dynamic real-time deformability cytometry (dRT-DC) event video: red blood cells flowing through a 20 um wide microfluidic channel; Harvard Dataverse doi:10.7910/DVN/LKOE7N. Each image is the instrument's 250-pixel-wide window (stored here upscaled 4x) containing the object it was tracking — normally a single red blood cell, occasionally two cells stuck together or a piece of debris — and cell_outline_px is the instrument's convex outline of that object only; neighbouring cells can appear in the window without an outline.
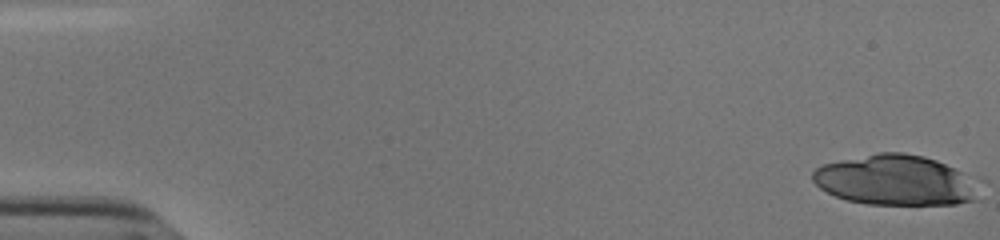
{"species": "human", "species_latin": "Homo sapiens", "temperature_condition": "cold", "stored_images_in_passage": 21, "camera_frame_rate_fps": 3000, "um_per_image_px": 0.085, "donor": {"sex": "male"}, "frame": {"image": 1, "passage_image": 1, "time_ms": 0.0, "image_size_px": [1000, 240], "cell_outline_px": [[980, 200], [956, 204], [868, 204], [848, 200], [836, 196], [820, 188], [812, 180], [812, 172], [816, 168], [824, 164], [840, 160], [880, 152], [904, 152], [924, 156], [936, 160], [960, 172]], "centroid_in_image_um": [75.99, 15.32], "position_along_channel_um": 9.0, "area_um2": 47.63}}
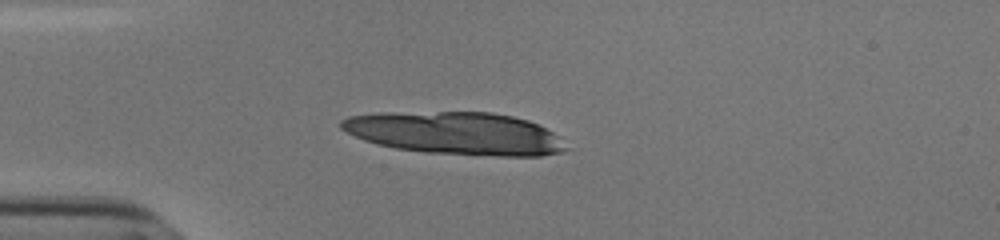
{"frame": {"image": 2, "passage_image": 15, "time_ms": 4.667, "image_size_px": [1000, 240], "cell_outline_px": [[568, 148], [564, 152], [540, 156], [496, 156], [424, 152], [396, 148], [376, 144], [364, 140], [340, 128], [340, 120], [348, 116], [380, 112], [492, 112], [512, 116], [528, 120], [560, 136]], "centroid_in_image_um": [38.72, 11.33], "position_along_channel_um": 46.3, "area_um2": 56.01}}